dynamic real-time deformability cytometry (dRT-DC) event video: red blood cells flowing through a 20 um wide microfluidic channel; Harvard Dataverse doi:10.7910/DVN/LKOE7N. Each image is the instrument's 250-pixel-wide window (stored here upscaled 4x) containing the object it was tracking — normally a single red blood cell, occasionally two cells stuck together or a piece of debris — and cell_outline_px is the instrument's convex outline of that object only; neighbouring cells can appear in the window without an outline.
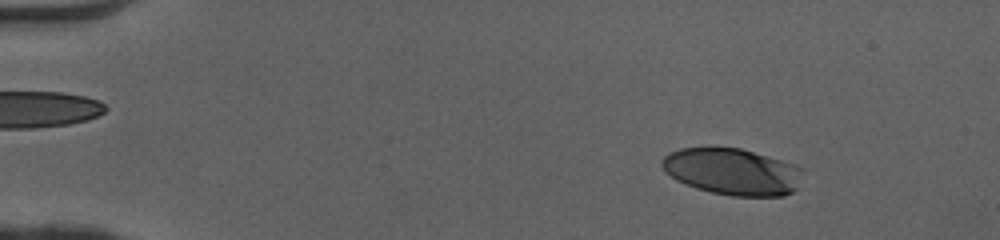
{"species": "human", "species_latin": "Homo sapiens", "temperature_condition": "cold", "stored_images_in_passage": 51, "camera_frame_rate_fps": 3000, "um_per_image_px": 0.085, "donor": {"sex": "female"}, "frame": {"image": 1, "passage_image": 7, "time_ms": 2.0, "image_size_px": [1000, 240], "cell_outline_px": [[804, 168], [796, 188], [792, 192], [784, 196], [732, 196], [712, 192], [696, 188], [676, 180], [664, 172], [660, 164], [660, 160], [668, 152], [680, 148], [740, 148], [796, 164]], "centroid_in_image_um": [62.23, 14.59], "position_along_channel_um": 22.8, "area_um2": 38.44}}
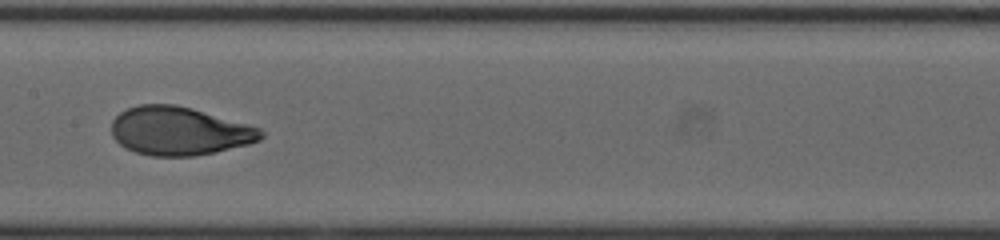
{"frame": {"image": 2, "passage_image": 27, "time_ms": 8.667, "image_size_px": [1000, 240], "cell_outline_px": [[264, 136], [260, 140], [248, 144], [216, 152], [196, 156], [152, 156], [136, 152], [120, 144], [112, 136], [112, 120], [120, 112], [128, 108], [140, 104], [176, 104], [192, 108], [248, 124], [260, 128], [264, 132]], "centroid_in_image_um": [15.25, 11.13], "position_along_channel_um": 192.1, "area_um2": 42.19}}
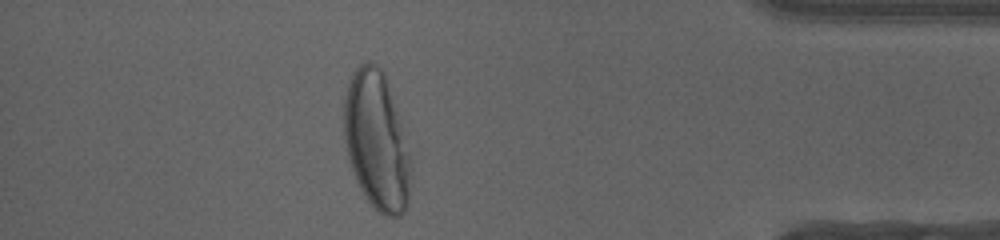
{"frame": {"image": 3, "passage_image": 45, "time_ms": 14.667, "image_size_px": [1000, 240], "cell_outline_px": [[408, 204], [404, 212], [400, 216], [384, 216], [364, 196], [356, 180], [348, 156], [344, 136], [344, 100], [348, 84], [356, 68], [360, 64], [368, 60], [376, 64], [384, 72], [400, 124], [408, 152]], "centroid_in_image_um": [31.96, 11.96], "position_along_channel_um": 403.2, "area_um2": 52.37}, "authors_computed_cell_mechanics": {"area_um2": 42.194, "velocity_mm_per_s": 4.0873, "shape_relaxation_time_tau1_ms": 3.428, "shape_relaxation_time_tau2_ms": null, "deformation_change_tau1": 0.2041, "deformation_change_tau2": null}}